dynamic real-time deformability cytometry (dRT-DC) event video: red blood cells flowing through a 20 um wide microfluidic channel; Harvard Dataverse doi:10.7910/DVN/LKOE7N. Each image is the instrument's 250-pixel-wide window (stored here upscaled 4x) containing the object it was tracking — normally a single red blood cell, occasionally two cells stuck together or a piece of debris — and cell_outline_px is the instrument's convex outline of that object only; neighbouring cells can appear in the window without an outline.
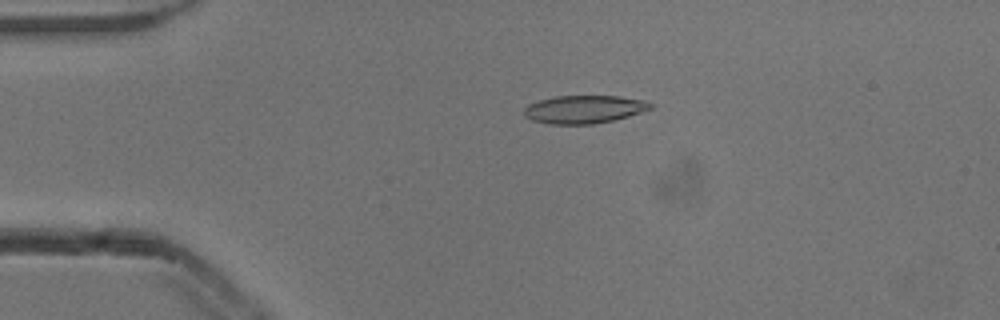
{"species": "common noctule bat (a hibernating species)", "species_latin": "Nyctalus noctula", "temperature_condition": "cold", "stored_images_in_passage": 52, "camera_frame_rate_fps": 3000, "um_per_image_px": 0.085, "animal": {"sex": "male", "body_mass_g": 13.3}, "frame": {"image": 1, "passage_image": 11, "time_ms": 3.333, "image_size_px": [1000, 320], "cell_outline_px": [[652, 108], [628, 116], [612, 120], [592, 124], [548, 124], [532, 120], [524, 116], [524, 108], [528, 104], [540, 100], [556, 96], [620, 96], [644, 100], [652, 104]], "centroid_in_image_um": [49.62, 9.29], "position_along_channel_um": 35.4, "area_um2": 20.52}}
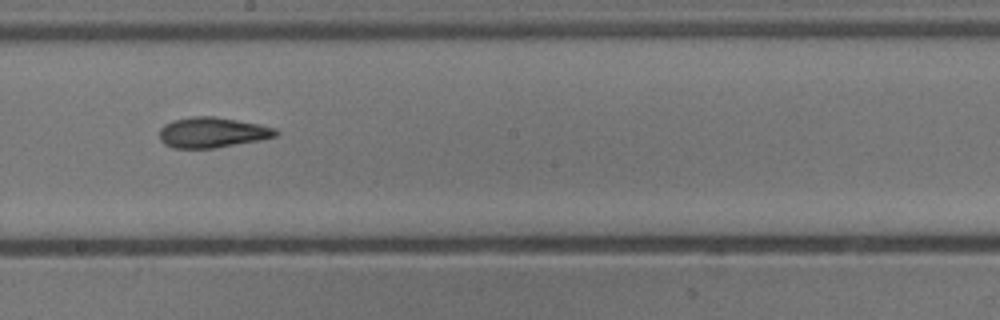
{"frame": {"image": 2, "passage_image": 29, "time_ms": 9.333, "image_size_px": [1000, 320], "cell_outline_px": [[280, 132], [276, 136], [260, 140], [212, 148], [172, 148], [164, 144], [160, 140], [160, 128], [164, 124], [172, 120], [192, 116], [216, 116], [260, 124], [276, 128]], "centroid_in_image_um": [18.04, 11.25], "position_along_channel_um": 230.2, "area_um2": 20.75}}
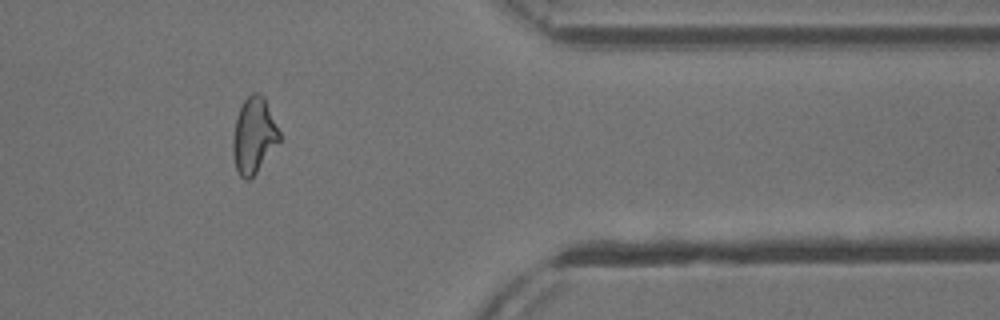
{"frame": {"image": 3, "passage_image": 43, "time_ms": 14.0, "image_size_px": [1000, 320], "cell_outline_px": [[280, 140], [256, 172], [248, 180], [244, 180], [240, 176], [236, 168], [232, 152], [232, 140], [236, 116], [244, 100], [252, 92], [256, 92], [264, 96], [280, 132]], "centroid_in_image_um": [21.56, 11.5], "position_along_channel_um": 389.8, "area_um2": 20.4}, "authors_computed_cell_mechanics": {"area_um2": 20.5479, "velocity_mm_per_s": 3.8929, "shape_relaxation_time_tau1_ms": 6.5809, "shape_relaxation_time_tau2_ms": 3.1999, "deformation_change_tau1": 0.1896, "deformation_change_tau2": 0.1196}}